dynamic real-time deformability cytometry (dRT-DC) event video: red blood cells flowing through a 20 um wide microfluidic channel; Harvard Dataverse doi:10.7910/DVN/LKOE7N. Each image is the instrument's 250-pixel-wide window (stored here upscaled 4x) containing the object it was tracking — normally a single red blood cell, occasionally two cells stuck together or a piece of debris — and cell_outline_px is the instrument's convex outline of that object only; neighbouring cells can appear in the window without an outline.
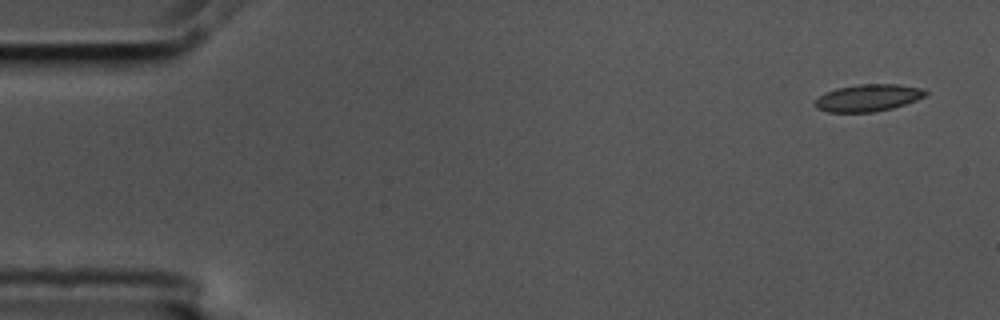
{"species": "common noctule bat (a hibernating species)", "species_latin": "Nyctalus noctula", "temperature_condition": "cold", "stored_images_in_passage": 2, "camera_frame_rate_fps": 3000, "um_per_image_px": 0.085, "animal": {"sex": "male", "body_mass_g": 17.5, "forearm_length_mm": 52.3}, "frame": {"image": 1, "passage_image": 1, "time_ms": 0.0, "image_size_px": [1000, 320], "cell_outline_px": [[928, 92], [924, 96], [916, 100], [892, 108], [872, 112], [828, 112], [816, 108], [816, 100], [820, 96], [836, 88], [860, 84], [896, 84], [924, 88]], "centroid_in_image_um": [73.81, 8.31], "position_along_channel_um": 11.2, "area_um2": 17.22}}